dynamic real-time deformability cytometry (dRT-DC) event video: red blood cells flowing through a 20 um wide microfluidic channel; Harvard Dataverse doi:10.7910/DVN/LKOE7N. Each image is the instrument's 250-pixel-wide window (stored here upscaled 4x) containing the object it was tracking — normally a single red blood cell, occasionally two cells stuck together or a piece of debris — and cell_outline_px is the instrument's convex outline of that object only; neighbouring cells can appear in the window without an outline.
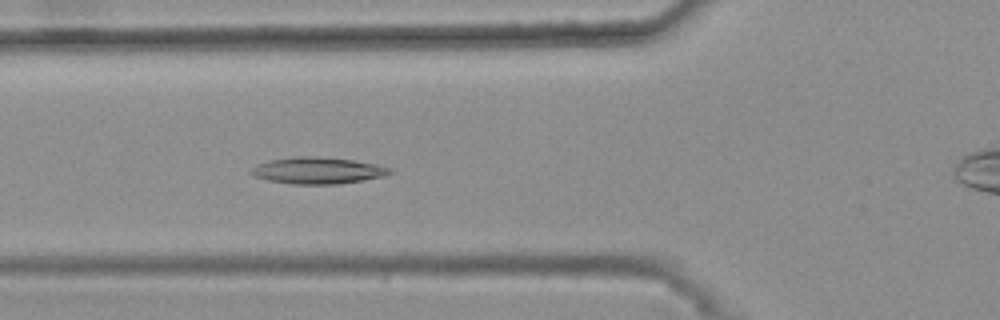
{"species": "common noctule bat (a hibernating species)", "species_latin": "Nyctalus noctula", "temperature_condition": "warm", "stored_images_in_passage": 43, "camera_frame_rate_fps": 3000, "um_per_image_px": 0.085, "animal": {"sex": "female", "body_mass_g": 25.1}, "frame": {"image": 1, "passage_image": 17, "time_ms": 5.333, "image_size_px": [1000, 320], "cell_outline_px": [[392, 172], [380, 176], [364, 180], [340, 184], [292, 184], [268, 180], [256, 176], [248, 172], [256, 164], [268, 160], [296, 156], [308, 156], [352, 160], [376, 164], [392, 168]], "centroid_in_image_um": [26.96, 14.49], "position_along_channel_um": 98.8, "area_um2": 21.33}}
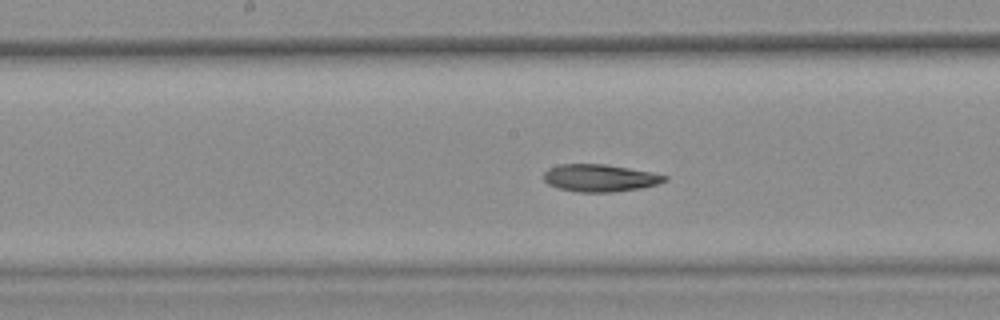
{"frame": {"image": 2, "passage_image": 25, "time_ms": 8.0, "image_size_px": [1000, 320], "cell_outline_px": [[668, 180], [656, 184], [640, 188], [612, 192], [580, 192], [556, 188], [548, 184], [544, 180], [544, 172], [548, 168], [560, 164], [604, 164], [628, 168], [668, 176]], "centroid_in_image_um": [50.94, 15.13], "position_along_channel_um": 197.3, "area_um2": 19.13}}
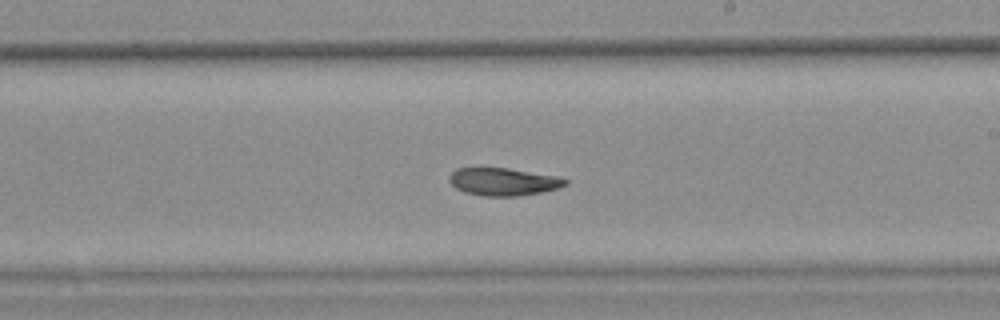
{"frame": {"image": 3, "passage_image": 29, "time_ms": 9.333, "image_size_px": [1000, 320], "cell_outline_px": [[568, 184], [556, 188], [540, 192], [520, 196], [484, 196], [464, 192], [456, 188], [448, 180], [448, 176], [456, 168], [508, 168], [556, 176], [568, 180]], "centroid_in_image_um": [42.75, 15.44], "position_along_channel_um": 246.3, "area_um2": 18.61}, "authors_computed_cell_mechanics": {"area_um2": 19.941, "velocity_mm_per_s": 3.6903, "shape_relaxation_time_tau1_ms": null, "shape_relaxation_time_tau2_ms": 5.9143, "deformation_change_tau1": null, "deformation_change_tau2": 0.1226}}